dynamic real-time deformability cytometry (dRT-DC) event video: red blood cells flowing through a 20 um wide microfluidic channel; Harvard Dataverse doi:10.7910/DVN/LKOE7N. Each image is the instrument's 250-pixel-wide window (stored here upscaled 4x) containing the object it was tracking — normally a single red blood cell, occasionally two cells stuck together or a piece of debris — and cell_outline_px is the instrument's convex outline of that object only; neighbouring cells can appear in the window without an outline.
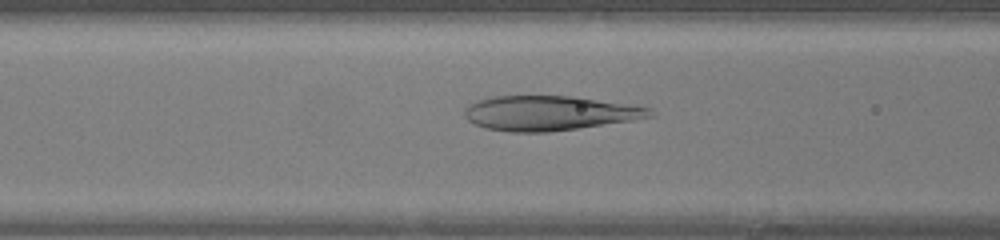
{"species": "human", "species_latin": "Homo sapiens", "temperature_condition": "warm", "stored_images_in_passage": 28, "camera_frame_rate_fps": 3000, "um_per_image_px": 0.085, "donor": {"sex": "female"}, "frame": {"image": 1, "passage_image": 8, "time_ms": 2.333, "image_size_px": [1000, 240], "cell_outline_px": [[656, 116], [576, 128], [548, 132], [512, 132], [484, 128], [468, 120], [464, 116], [464, 108], [468, 104], [476, 100], [492, 96], [572, 96], [652, 108]], "centroid_in_image_um": [46.63, 9.61], "position_along_channel_um": 120.0, "area_um2": 37.22}}
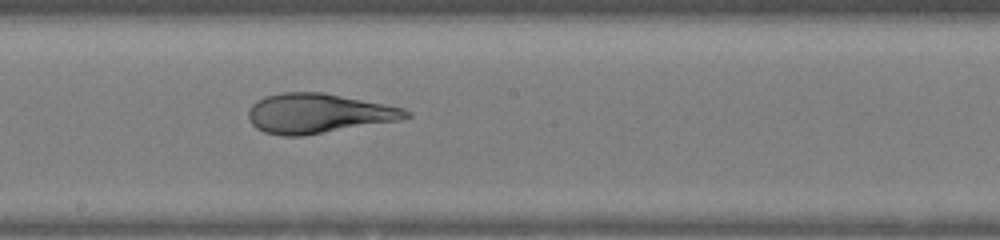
{"frame": {"image": 2, "passage_image": 15, "time_ms": 4.667, "image_size_px": [1000, 240], "cell_outline_px": [[412, 116], [400, 120], [304, 136], [284, 136], [264, 132], [256, 128], [252, 124], [248, 116], [248, 112], [252, 104], [256, 100], [264, 96], [284, 92], [320, 92], [404, 108], [412, 112]], "centroid_in_image_um": [27.04, 9.65], "position_along_channel_um": 221.2, "area_um2": 36.36}}
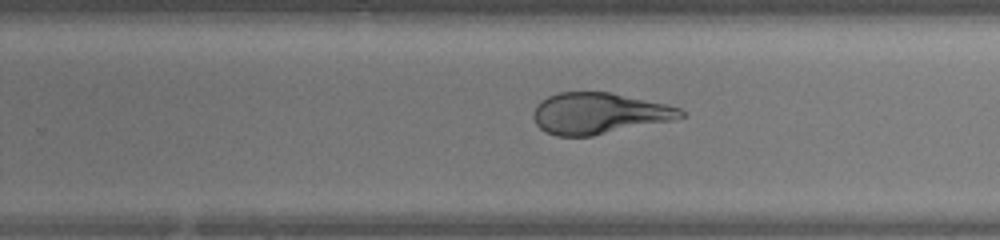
{"frame": {"image": 3, "passage_image": 19, "time_ms": 6.0, "image_size_px": [1000, 240], "cell_outline_px": [[684, 116], [672, 120], [592, 136], [556, 136], [540, 128], [536, 124], [532, 116], [536, 104], [540, 100], [548, 96], [560, 92], [608, 92], [664, 104], [680, 108], [684, 112]], "centroid_in_image_um": [50.85, 9.64], "position_along_channel_um": 278.9, "area_um2": 35.03}}